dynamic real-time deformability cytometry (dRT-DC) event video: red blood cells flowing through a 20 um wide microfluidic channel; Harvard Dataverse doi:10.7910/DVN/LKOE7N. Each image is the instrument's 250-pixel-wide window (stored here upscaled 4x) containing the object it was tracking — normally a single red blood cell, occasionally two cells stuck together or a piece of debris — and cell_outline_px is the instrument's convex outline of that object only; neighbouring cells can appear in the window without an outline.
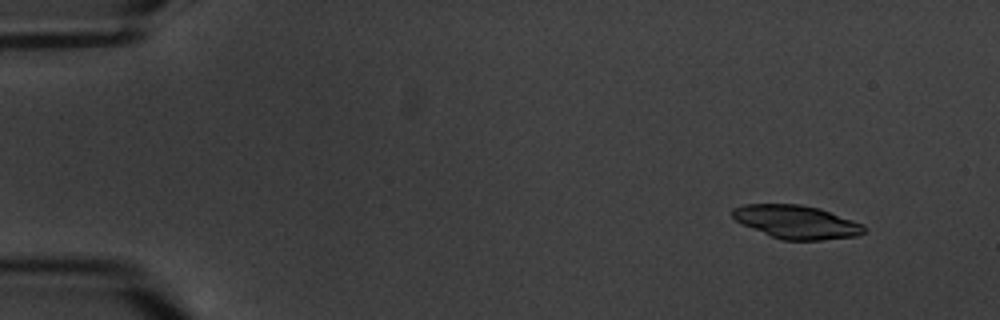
{"species": "common noctule bat (a hibernating species)", "species_latin": "Nyctalus noctula", "temperature_condition": "warm", "stored_images_in_passage": 9, "camera_frame_rate_fps": 3000, "um_per_image_px": 0.085, "animal": {"sex": "male", "body_mass_g": 20.1, "forearm_length_mm": 53.5}, "frame": {"image": 1, "passage_image": 1, "time_ms": 0.0, "image_size_px": [1000, 320], "cell_outline_px": [[864, 232], [856, 236], [820, 240], [784, 240], [772, 236], [744, 224], [736, 220], [732, 216], [732, 208], [744, 204], [800, 204], [820, 208], [864, 224]], "centroid_in_image_um": [67.72, 18.85], "position_along_channel_um": 17.3, "area_um2": 25.32}}